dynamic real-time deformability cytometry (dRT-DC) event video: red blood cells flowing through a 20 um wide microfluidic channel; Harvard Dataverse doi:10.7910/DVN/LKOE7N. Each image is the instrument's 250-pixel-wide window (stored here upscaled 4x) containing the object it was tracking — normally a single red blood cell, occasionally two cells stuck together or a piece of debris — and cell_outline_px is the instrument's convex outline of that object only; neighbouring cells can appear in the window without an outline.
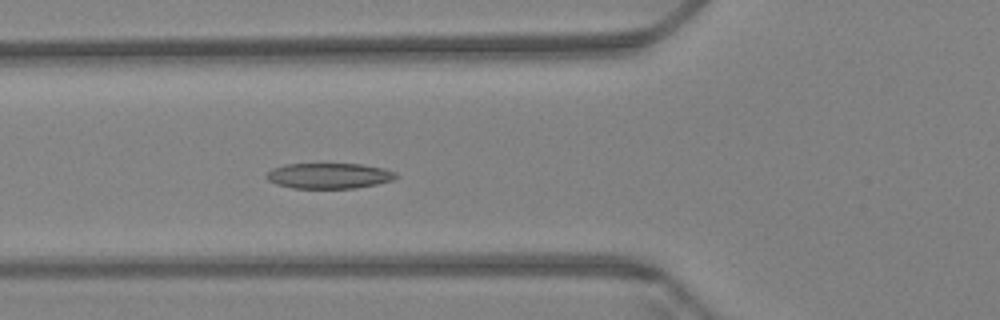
{"species": "Egyptian fruit bat (a non-hibernating species)", "species_latin": "Rousettus aegyptiacus", "temperature_condition": "warm", "stored_images_in_passage": 61, "camera_frame_rate_fps": 3000, "um_per_image_px": 0.085, "animal": {"sex": "female"}, "frame": {"image": 1, "passage_image": 23, "time_ms": 7.333, "image_size_px": [1000, 320], "cell_outline_px": [[396, 176], [392, 180], [376, 184], [356, 188], [292, 188], [276, 184], [268, 180], [264, 176], [272, 168], [284, 164], [360, 164], [384, 168], [396, 172]], "centroid_in_image_um": [27.93, 14.94], "position_along_channel_um": 97.9, "area_um2": 19.25}}
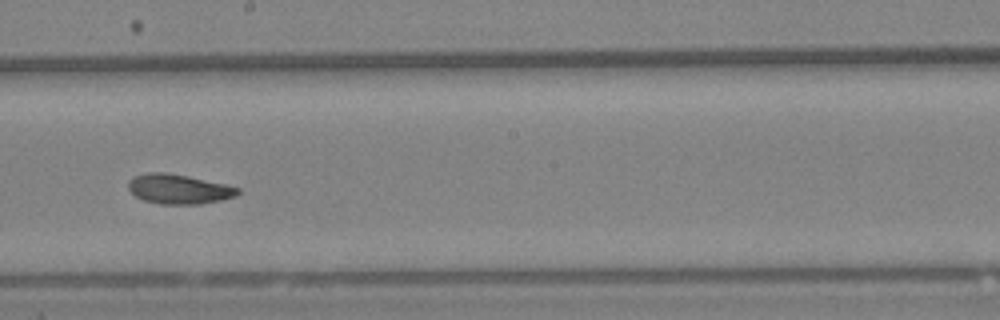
{"frame": {"image": 2, "passage_image": 35, "time_ms": 11.333, "image_size_px": [1000, 320], "cell_outline_px": [[240, 192], [236, 196], [220, 200], [200, 204], [160, 204], [144, 200], [136, 196], [128, 188], [128, 180], [132, 176], [148, 172], [168, 172], [188, 176], [224, 184], [240, 188]], "centroid_in_image_um": [15.17, 16.06], "position_along_channel_um": 233.0, "area_um2": 18.96}}
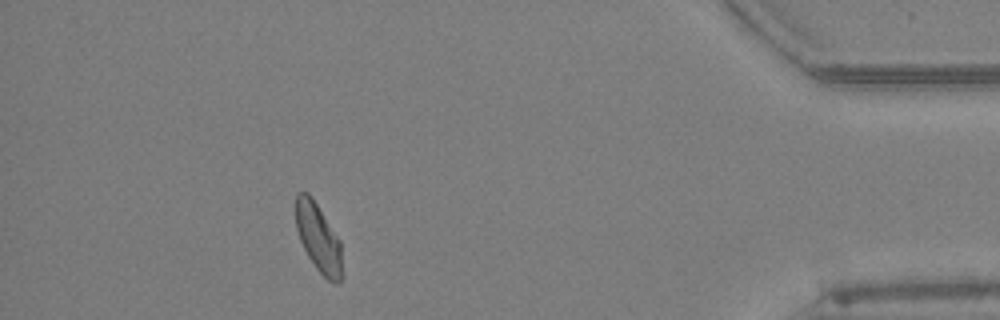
{"frame": {"image": 3, "passage_image": 55, "time_ms": 18.0, "image_size_px": [1000, 320], "cell_outline_px": [[344, 276], [336, 284], [332, 284], [316, 268], [308, 256], [300, 240], [296, 228], [296, 192], [308, 192], [312, 196], [340, 240]], "centroid_in_image_um": [27.09, 20.25], "position_along_channel_um": 408.1, "area_um2": 18.73}, "authors_computed_cell_mechanics": {"area_um2": 19.3052, "velocity_mm_per_s": 3.4017, "shape_relaxation_time_tau1_ms": 10.2176, "shape_relaxation_time_tau2_ms": 4.4092, "deformation_change_tau1": 0.1857, "deformation_change_tau2": 0.0928}}